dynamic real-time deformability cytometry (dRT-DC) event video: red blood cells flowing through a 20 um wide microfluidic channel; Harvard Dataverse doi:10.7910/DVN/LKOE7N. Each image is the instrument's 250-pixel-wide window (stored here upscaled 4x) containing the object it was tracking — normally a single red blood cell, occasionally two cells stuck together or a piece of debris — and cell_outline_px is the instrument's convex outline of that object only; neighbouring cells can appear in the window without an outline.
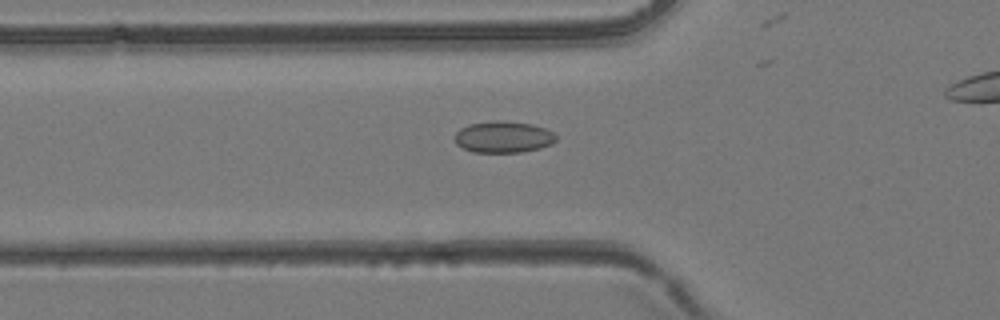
{"species": "common noctule bat (a hibernating species)", "species_latin": "Nyctalus noctula", "temperature_condition": "room temperature", "stored_images_in_passage": 31, "camera_frame_rate_fps": 3000, "um_per_image_px": 0.085, "animal": {"sex": "female", "body_mass_g": 24.6, "forearm_length_mm": 56.2}, "frame": {"image": 1, "passage_image": 8, "time_ms": 2.333, "image_size_px": [1000, 320], "cell_outline_px": [[556, 140], [552, 144], [540, 148], [520, 152], [472, 152], [456, 144], [456, 132], [460, 128], [468, 124], [492, 120], [504, 120], [532, 124], [544, 128], [552, 132], [556, 136]], "centroid_in_image_um": [42.78, 11.63], "position_along_channel_um": 83.0, "area_um2": 18.67}}
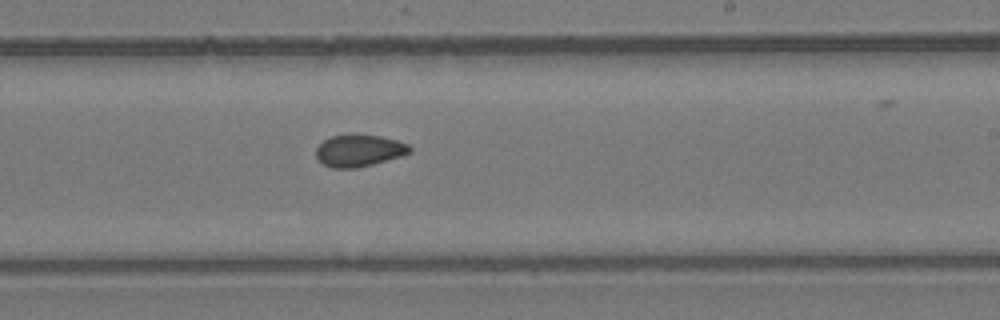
{"frame": {"image": 2, "passage_image": 19, "time_ms": 6.0, "image_size_px": [1000, 320], "cell_outline_px": [[412, 152], [400, 156], [372, 164], [356, 168], [332, 168], [324, 164], [316, 156], [316, 148], [324, 140], [332, 136], [352, 132], [380, 136], [396, 140], [408, 144], [412, 148]], "centroid_in_image_um": [30.52, 12.77], "position_along_channel_um": 258.5, "area_um2": 17.63}}
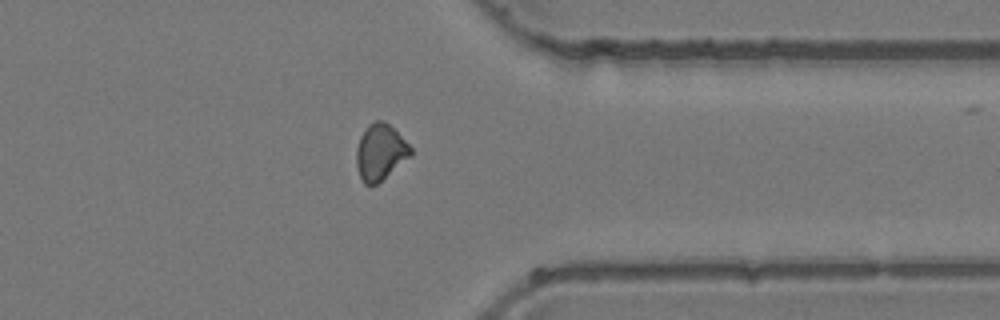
{"frame": {"image": 3, "passage_image": 27, "time_ms": 8.667, "image_size_px": [1000, 320], "cell_outline_px": [[412, 156], [376, 184], [364, 184], [360, 176], [356, 164], [356, 148], [360, 136], [368, 124], [376, 120], [384, 120], [412, 148]], "centroid_in_image_um": [32.31, 12.92], "position_along_channel_um": 379.1, "area_um2": 17.57}}